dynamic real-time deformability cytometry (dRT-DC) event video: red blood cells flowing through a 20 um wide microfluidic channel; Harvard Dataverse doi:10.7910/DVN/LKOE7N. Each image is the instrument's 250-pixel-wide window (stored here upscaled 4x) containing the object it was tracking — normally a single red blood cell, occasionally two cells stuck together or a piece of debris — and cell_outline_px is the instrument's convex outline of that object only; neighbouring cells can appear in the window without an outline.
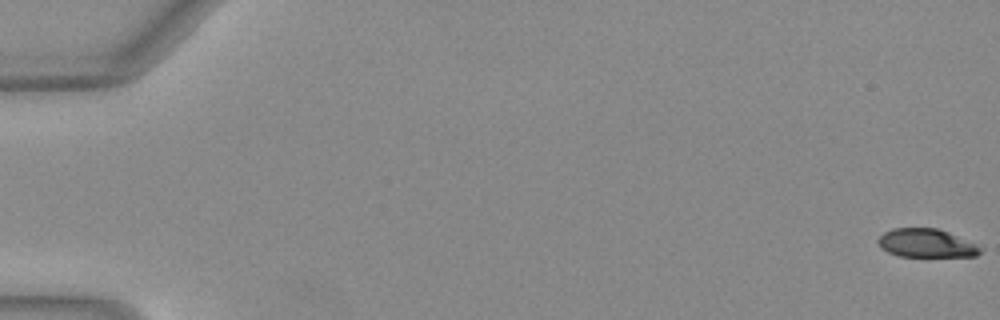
{"species": "Egyptian fruit bat (a non-hibernating species)", "species_latin": "Rousettus aegyptiacus", "temperature_condition": "warm", "stored_images_in_passage": 52, "camera_frame_rate_fps": 3000, "um_per_image_px": 0.085, "animal": {"sex": "female"}, "frame": {"image": 1, "passage_image": 1, "time_ms": 0.0, "image_size_px": [1000, 320], "cell_outline_px": [[984, 248], [976, 256], [900, 256], [888, 252], [880, 248], [876, 240], [884, 232], [892, 228], [936, 228], [948, 232], [976, 244]], "centroid_in_image_um": [78.71, 20.67], "position_along_channel_um": 6.3, "area_um2": 16.94}}
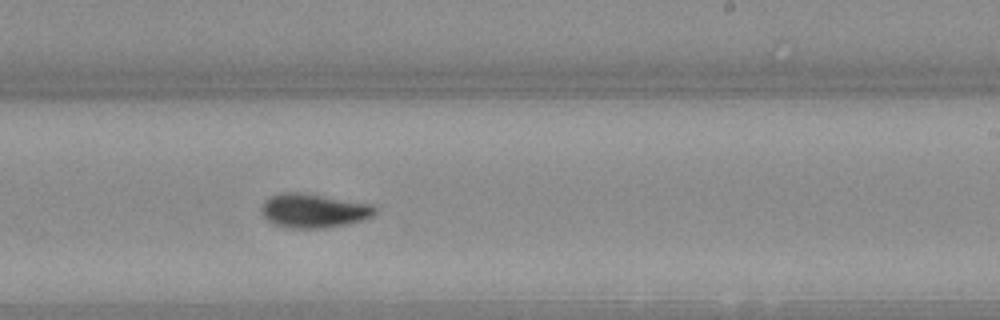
{"frame": {"image": 2, "passage_image": 33, "time_ms": 10.667, "image_size_px": [1000, 320], "cell_outline_px": [[376, 212], [372, 216], [364, 220], [348, 224], [324, 228], [288, 228], [272, 224], [260, 212], [260, 208], [264, 200], [280, 192], [296, 192], [372, 204], [376, 208]], "centroid_in_image_um": [26.63, 17.92], "position_along_channel_um": 262.4, "area_um2": 22.54}}
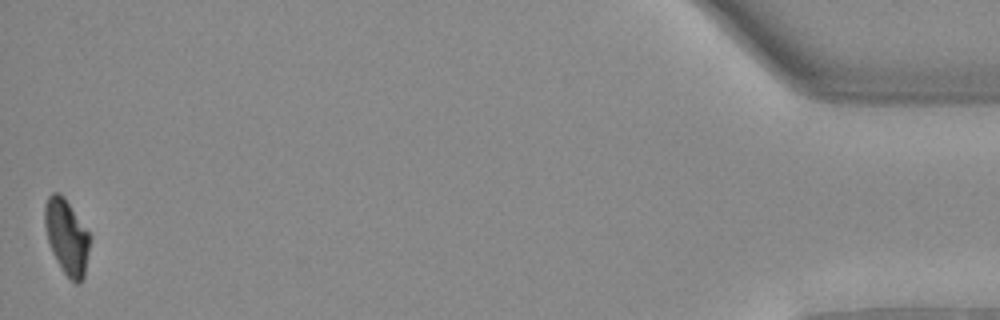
{"frame": {"image": 3, "passage_image": 52, "time_ms": 17.0, "image_size_px": [1000, 320], "cell_outline_px": [[92, 236], [84, 276], [80, 284], [76, 284], [64, 272], [52, 252], [48, 240], [44, 224], [44, 208], [48, 196], [52, 192], [56, 192], [64, 196]], "centroid_in_image_um": [5.69, 20.11], "position_along_channel_um": 429.5, "area_um2": 19.83}, "authors_computed_cell_mechanics": {"area_um2": 20.5479, "velocity_mm_per_s": 4.0562, "shape_relaxation_time_tau1_ms": 3.5134, "shape_relaxation_time_tau2_ms": 3.4932, "deformation_change_tau1": 0.1485, "deformation_change_tau2": 0.0754}}